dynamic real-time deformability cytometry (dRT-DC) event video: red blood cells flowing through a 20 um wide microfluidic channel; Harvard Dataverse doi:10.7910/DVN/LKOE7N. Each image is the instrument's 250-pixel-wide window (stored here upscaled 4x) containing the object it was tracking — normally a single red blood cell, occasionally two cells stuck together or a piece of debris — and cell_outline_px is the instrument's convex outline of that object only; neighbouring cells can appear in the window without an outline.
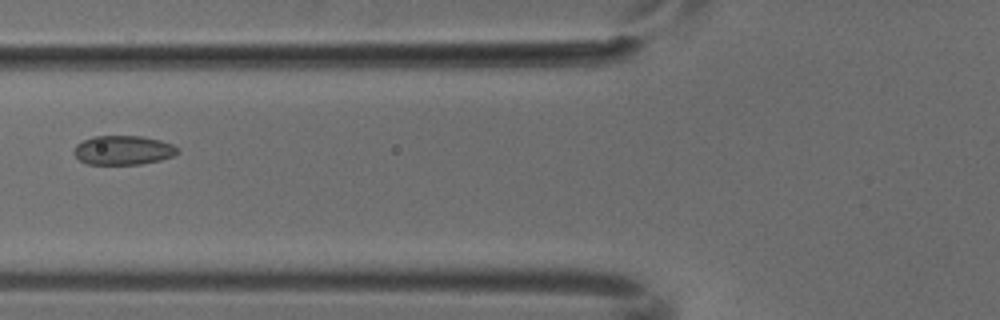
{"species": "common noctule bat (a hibernating species)", "species_latin": "Nyctalus noctula", "temperature_condition": "cold", "stored_images_in_passage": 3, "camera_frame_rate_fps": 3000, "um_per_image_px": 0.085, "animal": {"sex": "male", "body_mass_g": 18.8}, "frame": {"image": 1, "passage_image": 2, "time_ms": 0.333, "image_size_px": [1000, 320], "cell_outline_px": [[180, 152], [172, 156], [160, 160], [140, 164], [88, 164], [80, 160], [72, 152], [76, 144], [92, 136], [140, 136], [160, 140], [172, 144], [180, 148]], "centroid_in_image_um": [10.47, 12.76], "position_along_channel_um": 115.3, "area_um2": 17.69}}
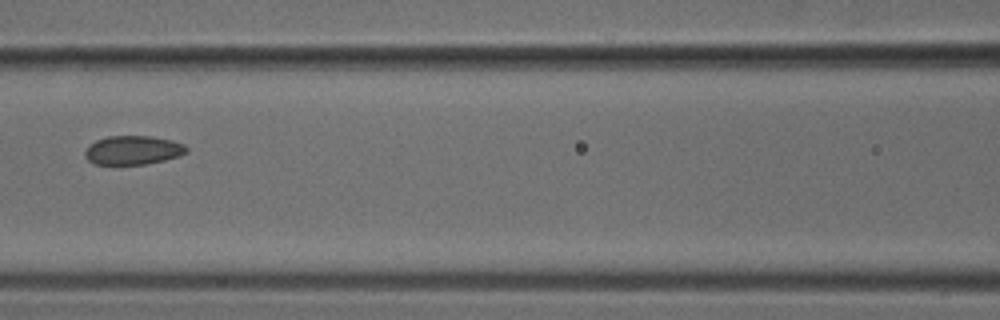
{"frame": {"image": 2, "passage_image": 3, "time_ms": 0.667, "image_size_px": [1000, 320], "cell_outline_px": [[188, 152], [180, 156], [164, 160], [144, 164], [92, 164], [84, 156], [84, 152], [88, 144], [96, 140], [108, 136], [152, 136], [172, 140], [184, 144], [188, 148]], "centroid_in_image_um": [11.29, 12.76], "position_along_channel_um": 155.3, "area_um2": 17.28}}